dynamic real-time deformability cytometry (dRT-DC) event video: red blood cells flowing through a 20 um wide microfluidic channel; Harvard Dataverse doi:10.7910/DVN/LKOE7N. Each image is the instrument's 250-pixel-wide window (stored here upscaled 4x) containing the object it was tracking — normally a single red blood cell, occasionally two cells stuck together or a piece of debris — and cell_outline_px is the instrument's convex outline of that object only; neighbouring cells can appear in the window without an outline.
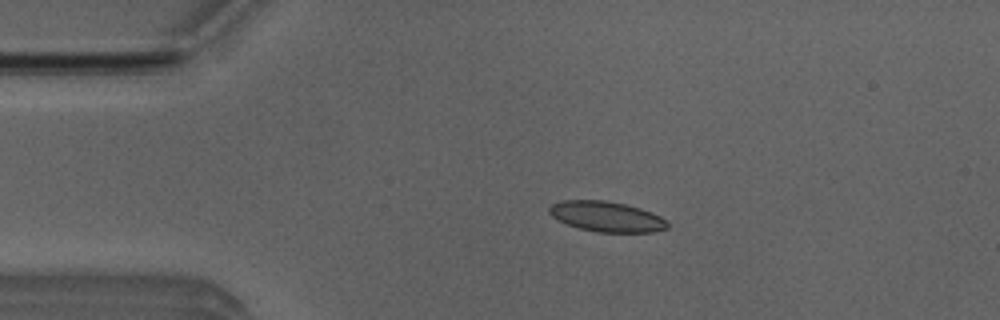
{"species": "Egyptian fruit bat (a non-hibernating species)", "species_latin": "Rousettus aegyptiacus", "temperature_condition": "room temperature", "stored_images_in_passage": 43, "camera_frame_rate_fps": 3000, "um_per_image_px": 0.085, "animal": {"sex": "male"}, "frame": {"image": 1, "passage_image": 2, "time_ms": 0.333, "image_size_px": [1000, 320], "cell_outline_px": [[668, 228], [652, 232], [596, 232], [580, 228], [556, 220], [548, 212], [548, 208], [552, 204], [560, 200], [604, 200], [624, 204], [640, 208], [652, 212], [668, 220]], "centroid_in_image_um": [51.55, 18.4], "position_along_channel_um": 33.4, "area_um2": 20.98}}
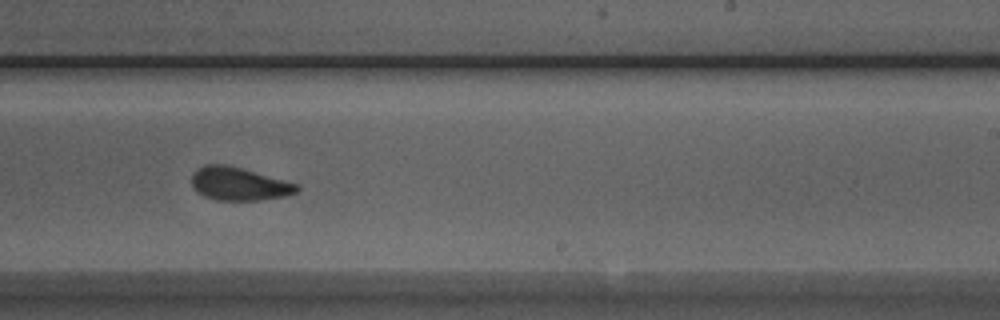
{"frame": {"image": 2, "passage_image": 23, "time_ms": 7.333, "image_size_px": [1000, 320], "cell_outline_px": [[300, 188], [296, 192], [284, 196], [260, 200], [216, 200], [204, 196], [196, 192], [192, 184], [192, 172], [196, 168], [204, 164], [224, 164], [240, 168], [300, 184]], "centroid_in_image_um": [20.28, 15.62], "position_along_channel_um": 268.7, "area_um2": 20.35}}
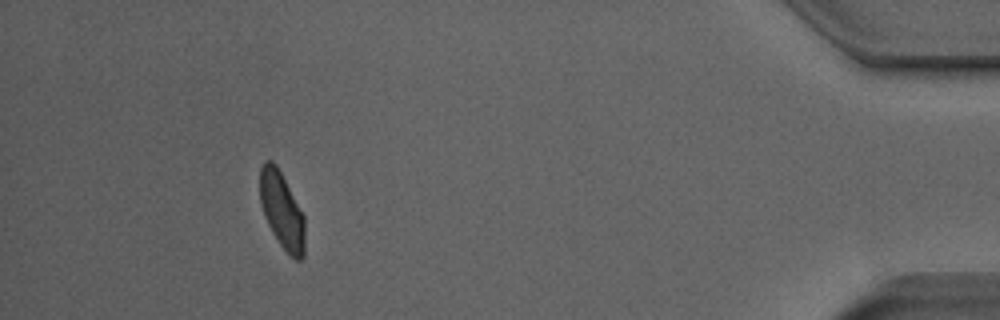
{"frame": {"image": 3, "passage_image": 39, "time_ms": 12.667, "image_size_px": [1000, 320], "cell_outline_px": [[304, 256], [300, 260], [296, 260], [280, 244], [272, 232], [264, 216], [260, 204], [260, 168], [264, 160], [272, 160], [276, 164], [304, 216]], "centroid_in_image_um": [23.94, 17.86], "position_along_channel_um": 411.3, "area_um2": 19.77}, "authors_computed_cell_mechanics": {"area_um2": 20.7502, "velocity_mm_per_s": 3.9178, "shape_relaxation_time_tau1_ms": 4.6416, "shape_relaxation_time_tau2_ms": 1.5814, "deformation_change_tau1": 0.1306, "deformation_change_tau2": 0.0706}}